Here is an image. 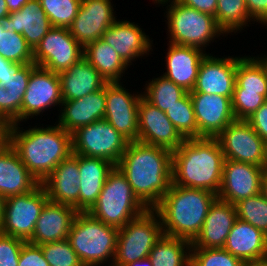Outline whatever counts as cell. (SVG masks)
Instances as JSON below:
<instances>
[{
  "label": "cell",
  "instance_id": "10",
  "mask_svg": "<svg viewBox=\"0 0 267 266\" xmlns=\"http://www.w3.org/2000/svg\"><path fill=\"white\" fill-rule=\"evenodd\" d=\"M48 200L42 183L28 193L4 199L0 232L26 242L29 241L33 235L36 221Z\"/></svg>",
  "mask_w": 267,
  "mask_h": 266
},
{
  "label": "cell",
  "instance_id": "4",
  "mask_svg": "<svg viewBox=\"0 0 267 266\" xmlns=\"http://www.w3.org/2000/svg\"><path fill=\"white\" fill-rule=\"evenodd\" d=\"M217 198L208 190L171 184L154 208L160 216L163 234L192 242L200 233L208 211Z\"/></svg>",
  "mask_w": 267,
  "mask_h": 266
},
{
  "label": "cell",
  "instance_id": "38",
  "mask_svg": "<svg viewBox=\"0 0 267 266\" xmlns=\"http://www.w3.org/2000/svg\"><path fill=\"white\" fill-rule=\"evenodd\" d=\"M0 54L4 59L19 63H34L33 50L20 33L5 31L0 28Z\"/></svg>",
  "mask_w": 267,
  "mask_h": 266
},
{
  "label": "cell",
  "instance_id": "48",
  "mask_svg": "<svg viewBox=\"0 0 267 266\" xmlns=\"http://www.w3.org/2000/svg\"><path fill=\"white\" fill-rule=\"evenodd\" d=\"M14 122L0 119V153L5 152L12 146V130Z\"/></svg>",
  "mask_w": 267,
  "mask_h": 266
},
{
  "label": "cell",
  "instance_id": "58",
  "mask_svg": "<svg viewBox=\"0 0 267 266\" xmlns=\"http://www.w3.org/2000/svg\"><path fill=\"white\" fill-rule=\"evenodd\" d=\"M265 168L267 169V141L265 142Z\"/></svg>",
  "mask_w": 267,
  "mask_h": 266
},
{
  "label": "cell",
  "instance_id": "1",
  "mask_svg": "<svg viewBox=\"0 0 267 266\" xmlns=\"http://www.w3.org/2000/svg\"><path fill=\"white\" fill-rule=\"evenodd\" d=\"M116 166L148 209L160 203L172 184V151L164 147L129 141Z\"/></svg>",
  "mask_w": 267,
  "mask_h": 266
},
{
  "label": "cell",
  "instance_id": "17",
  "mask_svg": "<svg viewBox=\"0 0 267 266\" xmlns=\"http://www.w3.org/2000/svg\"><path fill=\"white\" fill-rule=\"evenodd\" d=\"M111 0H81L77 15L68 28L73 38L84 48L102 38L116 21Z\"/></svg>",
  "mask_w": 267,
  "mask_h": 266
},
{
  "label": "cell",
  "instance_id": "24",
  "mask_svg": "<svg viewBox=\"0 0 267 266\" xmlns=\"http://www.w3.org/2000/svg\"><path fill=\"white\" fill-rule=\"evenodd\" d=\"M115 49L120 58L129 66L139 56L147 54L152 48L148 35L140 26L130 21H115L101 38ZM130 63V64H129Z\"/></svg>",
  "mask_w": 267,
  "mask_h": 266
},
{
  "label": "cell",
  "instance_id": "54",
  "mask_svg": "<svg viewBox=\"0 0 267 266\" xmlns=\"http://www.w3.org/2000/svg\"><path fill=\"white\" fill-rule=\"evenodd\" d=\"M9 15V11L7 9L6 0H0V20Z\"/></svg>",
  "mask_w": 267,
  "mask_h": 266
},
{
  "label": "cell",
  "instance_id": "33",
  "mask_svg": "<svg viewBox=\"0 0 267 266\" xmlns=\"http://www.w3.org/2000/svg\"><path fill=\"white\" fill-rule=\"evenodd\" d=\"M256 58H238L234 92H258L267 99V67Z\"/></svg>",
  "mask_w": 267,
  "mask_h": 266
},
{
  "label": "cell",
  "instance_id": "9",
  "mask_svg": "<svg viewBox=\"0 0 267 266\" xmlns=\"http://www.w3.org/2000/svg\"><path fill=\"white\" fill-rule=\"evenodd\" d=\"M129 140L105 119L82 126L72 133V153L103 158L115 166L125 152Z\"/></svg>",
  "mask_w": 267,
  "mask_h": 266
},
{
  "label": "cell",
  "instance_id": "59",
  "mask_svg": "<svg viewBox=\"0 0 267 266\" xmlns=\"http://www.w3.org/2000/svg\"><path fill=\"white\" fill-rule=\"evenodd\" d=\"M261 60L265 63V65L267 67V57L266 58H262Z\"/></svg>",
  "mask_w": 267,
  "mask_h": 266
},
{
  "label": "cell",
  "instance_id": "42",
  "mask_svg": "<svg viewBox=\"0 0 267 266\" xmlns=\"http://www.w3.org/2000/svg\"><path fill=\"white\" fill-rule=\"evenodd\" d=\"M41 249L49 266H84L67 239L44 243Z\"/></svg>",
  "mask_w": 267,
  "mask_h": 266
},
{
  "label": "cell",
  "instance_id": "35",
  "mask_svg": "<svg viewBox=\"0 0 267 266\" xmlns=\"http://www.w3.org/2000/svg\"><path fill=\"white\" fill-rule=\"evenodd\" d=\"M143 97L152 105L166 112L177 103L186 93L182 87L176 85L165 76H160L148 83Z\"/></svg>",
  "mask_w": 267,
  "mask_h": 266
},
{
  "label": "cell",
  "instance_id": "5",
  "mask_svg": "<svg viewBox=\"0 0 267 266\" xmlns=\"http://www.w3.org/2000/svg\"><path fill=\"white\" fill-rule=\"evenodd\" d=\"M119 229L91 216L78 212L73 220L67 240L84 266H98L115 258ZM112 257V258H111Z\"/></svg>",
  "mask_w": 267,
  "mask_h": 266
},
{
  "label": "cell",
  "instance_id": "45",
  "mask_svg": "<svg viewBox=\"0 0 267 266\" xmlns=\"http://www.w3.org/2000/svg\"><path fill=\"white\" fill-rule=\"evenodd\" d=\"M19 266H49L43 255L41 245L25 242L19 255Z\"/></svg>",
  "mask_w": 267,
  "mask_h": 266
},
{
  "label": "cell",
  "instance_id": "12",
  "mask_svg": "<svg viewBox=\"0 0 267 266\" xmlns=\"http://www.w3.org/2000/svg\"><path fill=\"white\" fill-rule=\"evenodd\" d=\"M216 138L225 159L265 168V141L246 120H234Z\"/></svg>",
  "mask_w": 267,
  "mask_h": 266
},
{
  "label": "cell",
  "instance_id": "44",
  "mask_svg": "<svg viewBox=\"0 0 267 266\" xmlns=\"http://www.w3.org/2000/svg\"><path fill=\"white\" fill-rule=\"evenodd\" d=\"M25 242L0 232V266H19V255Z\"/></svg>",
  "mask_w": 267,
  "mask_h": 266
},
{
  "label": "cell",
  "instance_id": "50",
  "mask_svg": "<svg viewBox=\"0 0 267 266\" xmlns=\"http://www.w3.org/2000/svg\"><path fill=\"white\" fill-rule=\"evenodd\" d=\"M22 65L23 64L8 61L0 54V81H3L8 75L16 74L17 70Z\"/></svg>",
  "mask_w": 267,
  "mask_h": 266
},
{
  "label": "cell",
  "instance_id": "19",
  "mask_svg": "<svg viewBox=\"0 0 267 266\" xmlns=\"http://www.w3.org/2000/svg\"><path fill=\"white\" fill-rule=\"evenodd\" d=\"M209 55L203 58L194 88L189 93L216 94L232 99L238 57L218 58Z\"/></svg>",
  "mask_w": 267,
  "mask_h": 266
},
{
  "label": "cell",
  "instance_id": "36",
  "mask_svg": "<svg viewBox=\"0 0 267 266\" xmlns=\"http://www.w3.org/2000/svg\"><path fill=\"white\" fill-rule=\"evenodd\" d=\"M215 18L225 34L243 29L252 20L245 0H217Z\"/></svg>",
  "mask_w": 267,
  "mask_h": 266
},
{
  "label": "cell",
  "instance_id": "56",
  "mask_svg": "<svg viewBox=\"0 0 267 266\" xmlns=\"http://www.w3.org/2000/svg\"><path fill=\"white\" fill-rule=\"evenodd\" d=\"M261 193L264 195L265 199H267V169L265 170L262 177Z\"/></svg>",
  "mask_w": 267,
  "mask_h": 266
},
{
  "label": "cell",
  "instance_id": "29",
  "mask_svg": "<svg viewBox=\"0 0 267 266\" xmlns=\"http://www.w3.org/2000/svg\"><path fill=\"white\" fill-rule=\"evenodd\" d=\"M59 78L63 100L80 99L104 88L108 83L84 57L60 72Z\"/></svg>",
  "mask_w": 267,
  "mask_h": 266
},
{
  "label": "cell",
  "instance_id": "49",
  "mask_svg": "<svg viewBox=\"0 0 267 266\" xmlns=\"http://www.w3.org/2000/svg\"><path fill=\"white\" fill-rule=\"evenodd\" d=\"M182 4L194 8L200 12L209 14L211 16L216 15L217 0H177Z\"/></svg>",
  "mask_w": 267,
  "mask_h": 266
},
{
  "label": "cell",
  "instance_id": "15",
  "mask_svg": "<svg viewBox=\"0 0 267 266\" xmlns=\"http://www.w3.org/2000/svg\"><path fill=\"white\" fill-rule=\"evenodd\" d=\"M197 124V138H216L236 120L232 99L222 95L189 93Z\"/></svg>",
  "mask_w": 267,
  "mask_h": 266
},
{
  "label": "cell",
  "instance_id": "13",
  "mask_svg": "<svg viewBox=\"0 0 267 266\" xmlns=\"http://www.w3.org/2000/svg\"><path fill=\"white\" fill-rule=\"evenodd\" d=\"M130 94L120 82L105 85L104 119L129 141H138V104L142 94Z\"/></svg>",
  "mask_w": 267,
  "mask_h": 266
},
{
  "label": "cell",
  "instance_id": "55",
  "mask_svg": "<svg viewBox=\"0 0 267 266\" xmlns=\"http://www.w3.org/2000/svg\"><path fill=\"white\" fill-rule=\"evenodd\" d=\"M126 266H153L151 260L147 257L145 259L134 261L133 263Z\"/></svg>",
  "mask_w": 267,
  "mask_h": 266
},
{
  "label": "cell",
  "instance_id": "46",
  "mask_svg": "<svg viewBox=\"0 0 267 266\" xmlns=\"http://www.w3.org/2000/svg\"><path fill=\"white\" fill-rule=\"evenodd\" d=\"M255 132L266 142L267 141V100L247 120Z\"/></svg>",
  "mask_w": 267,
  "mask_h": 266
},
{
  "label": "cell",
  "instance_id": "51",
  "mask_svg": "<svg viewBox=\"0 0 267 266\" xmlns=\"http://www.w3.org/2000/svg\"><path fill=\"white\" fill-rule=\"evenodd\" d=\"M0 119L9 120V96L5 87L0 83Z\"/></svg>",
  "mask_w": 267,
  "mask_h": 266
},
{
  "label": "cell",
  "instance_id": "30",
  "mask_svg": "<svg viewBox=\"0 0 267 266\" xmlns=\"http://www.w3.org/2000/svg\"><path fill=\"white\" fill-rule=\"evenodd\" d=\"M39 184L12 146L0 153V195L4 199L28 193Z\"/></svg>",
  "mask_w": 267,
  "mask_h": 266
},
{
  "label": "cell",
  "instance_id": "11",
  "mask_svg": "<svg viewBox=\"0 0 267 266\" xmlns=\"http://www.w3.org/2000/svg\"><path fill=\"white\" fill-rule=\"evenodd\" d=\"M83 57L84 48L68 28L52 27L33 50L35 65L58 74Z\"/></svg>",
  "mask_w": 267,
  "mask_h": 266
},
{
  "label": "cell",
  "instance_id": "3",
  "mask_svg": "<svg viewBox=\"0 0 267 266\" xmlns=\"http://www.w3.org/2000/svg\"><path fill=\"white\" fill-rule=\"evenodd\" d=\"M18 125L12 130V147L28 171L43 183L58 164L72 154V134L58 124L24 132Z\"/></svg>",
  "mask_w": 267,
  "mask_h": 266
},
{
  "label": "cell",
  "instance_id": "20",
  "mask_svg": "<svg viewBox=\"0 0 267 266\" xmlns=\"http://www.w3.org/2000/svg\"><path fill=\"white\" fill-rule=\"evenodd\" d=\"M77 213L78 211L70 205L48 200L36 221L33 235L28 242L42 245L66 240Z\"/></svg>",
  "mask_w": 267,
  "mask_h": 266
},
{
  "label": "cell",
  "instance_id": "26",
  "mask_svg": "<svg viewBox=\"0 0 267 266\" xmlns=\"http://www.w3.org/2000/svg\"><path fill=\"white\" fill-rule=\"evenodd\" d=\"M202 49L169 43L166 57L167 72L163 74L185 91L191 92L194 88L198 70L206 56Z\"/></svg>",
  "mask_w": 267,
  "mask_h": 266
},
{
  "label": "cell",
  "instance_id": "53",
  "mask_svg": "<svg viewBox=\"0 0 267 266\" xmlns=\"http://www.w3.org/2000/svg\"><path fill=\"white\" fill-rule=\"evenodd\" d=\"M243 266H267V257L258 259V260L245 262Z\"/></svg>",
  "mask_w": 267,
  "mask_h": 266
},
{
  "label": "cell",
  "instance_id": "23",
  "mask_svg": "<svg viewBox=\"0 0 267 266\" xmlns=\"http://www.w3.org/2000/svg\"><path fill=\"white\" fill-rule=\"evenodd\" d=\"M236 219V206L217 198L208 211L200 233L191 242L192 247L223 248Z\"/></svg>",
  "mask_w": 267,
  "mask_h": 266
},
{
  "label": "cell",
  "instance_id": "37",
  "mask_svg": "<svg viewBox=\"0 0 267 266\" xmlns=\"http://www.w3.org/2000/svg\"><path fill=\"white\" fill-rule=\"evenodd\" d=\"M165 114L184 139L197 138V124L189 92Z\"/></svg>",
  "mask_w": 267,
  "mask_h": 266
},
{
  "label": "cell",
  "instance_id": "43",
  "mask_svg": "<svg viewBox=\"0 0 267 266\" xmlns=\"http://www.w3.org/2000/svg\"><path fill=\"white\" fill-rule=\"evenodd\" d=\"M266 100L258 92H233L232 108L236 120H247Z\"/></svg>",
  "mask_w": 267,
  "mask_h": 266
},
{
  "label": "cell",
  "instance_id": "32",
  "mask_svg": "<svg viewBox=\"0 0 267 266\" xmlns=\"http://www.w3.org/2000/svg\"><path fill=\"white\" fill-rule=\"evenodd\" d=\"M191 247V242L186 239L163 234L153 246L148 258L153 266H190Z\"/></svg>",
  "mask_w": 267,
  "mask_h": 266
},
{
  "label": "cell",
  "instance_id": "25",
  "mask_svg": "<svg viewBox=\"0 0 267 266\" xmlns=\"http://www.w3.org/2000/svg\"><path fill=\"white\" fill-rule=\"evenodd\" d=\"M59 123L65 131L75 132L82 126L104 119L106 109L105 86L80 99L63 100Z\"/></svg>",
  "mask_w": 267,
  "mask_h": 266
},
{
  "label": "cell",
  "instance_id": "28",
  "mask_svg": "<svg viewBox=\"0 0 267 266\" xmlns=\"http://www.w3.org/2000/svg\"><path fill=\"white\" fill-rule=\"evenodd\" d=\"M80 176L79 212H88L96 203L107 175L115 166L103 158L78 155Z\"/></svg>",
  "mask_w": 267,
  "mask_h": 266
},
{
  "label": "cell",
  "instance_id": "47",
  "mask_svg": "<svg viewBox=\"0 0 267 266\" xmlns=\"http://www.w3.org/2000/svg\"><path fill=\"white\" fill-rule=\"evenodd\" d=\"M249 16L254 21L267 24V0H245ZM256 19V20H255Z\"/></svg>",
  "mask_w": 267,
  "mask_h": 266
},
{
  "label": "cell",
  "instance_id": "6",
  "mask_svg": "<svg viewBox=\"0 0 267 266\" xmlns=\"http://www.w3.org/2000/svg\"><path fill=\"white\" fill-rule=\"evenodd\" d=\"M147 210L134 194L125 175L114 166L107 175L96 203L88 213L97 220L120 229Z\"/></svg>",
  "mask_w": 267,
  "mask_h": 266
},
{
  "label": "cell",
  "instance_id": "2",
  "mask_svg": "<svg viewBox=\"0 0 267 266\" xmlns=\"http://www.w3.org/2000/svg\"><path fill=\"white\" fill-rule=\"evenodd\" d=\"M224 160L217 138L185 139L172 151V184L218 195Z\"/></svg>",
  "mask_w": 267,
  "mask_h": 266
},
{
  "label": "cell",
  "instance_id": "40",
  "mask_svg": "<svg viewBox=\"0 0 267 266\" xmlns=\"http://www.w3.org/2000/svg\"><path fill=\"white\" fill-rule=\"evenodd\" d=\"M52 27L69 28L77 15L81 0H40Z\"/></svg>",
  "mask_w": 267,
  "mask_h": 266
},
{
  "label": "cell",
  "instance_id": "22",
  "mask_svg": "<svg viewBox=\"0 0 267 266\" xmlns=\"http://www.w3.org/2000/svg\"><path fill=\"white\" fill-rule=\"evenodd\" d=\"M0 23L5 31L22 34L32 50L52 28L40 0H29L21 10L9 13Z\"/></svg>",
  "mask_w": 267,
  "mask_h": 266
},
{
  "label": "cell",
  "instance_id": "16",
  "mask_svg": "<svg viewBox=\"0 0 267 266\" xmlns=\"http://www.w3.org/2000/svg\"><path fill=\"white\" fill-rule=\"evenodd\" d=\"M61 82L58 73L36 66L31 74L21 104V120L37 116L49 107L61 105Z\"/></svg>",
  "mask_w": 267,
  "mask_h": 266
},
{
  "label": "cell",
  "instance_id": "31",
  "mask_svg": "<svg viewBox=\"0 0 267 266\" xmlns=\"http://www.w3.org/2000/svg\"><path fill=\"white\" fill-rule=\"evenodd\" d=\"M84 58L108 82H120V78L128 65L118 53L101 38L84 47Z\"/></svg>",
  "mask_w": 267,
  "mask_h": 266
},
{
  "label": "cell",
  "instance_id": "34",
  "mask_svg": "<svg viewBox=\"0 0 267 266\" xmlns=\"http://www.w3.org/2000/svg\"><path fill=\"white\" fill-rule=\"evenodd\" d=\"M34 63L23 64L14 75H8L0 83L9 96V120L18 124L21 121V104L27 89L30 74L36 67Z\"/></svg>",
  "mask_w": 267,
  "mask_h": 266
},
{
  "label": "cell",
  "instance_id": "21",
  "mask_svg": "<svg viewBox=\"0 0 267 266\" xmlns=\"http://www.w3.org/2000/svg\"><path fill=\"white\" fill-rule=\"evenodd\" d=\"M79 174L78 155L72 153L43 181L48 199L70 205L79 212Z\"/></svg>",
  "mask_w": 267,
  "mask_h": 266
},
{
  "label": "cell",
  "instance_id": "52",
  "mask_svg": "<svg viewBox=\"0 0 267 266\" xmlns=\"http://www.w3.org/2000/svg\"><path fill=\"white\" fill-rule=\"evenodd\" d=\"M29 0H6L9 13L19 11L27 4Z\"/></svg>",
  "mask_w": 267,
  "mask_h": 266
},
{
  "label": "cell",
  "instance_id": "14",
  "mask_svg": "<svg viewBox=\"0 0 267 266\" xmlns=\"http://www.w3.org/2000/svg\"><path fill=\"white\" fill-rule=\"evenodd\" d=\"M265 170L250 163L225 159L218 199L235 205L240 200L258 195Z\"/></svg>",
  "mask_w": 267,
  "mask_h": 266
},
{
  "label": "cell",
  "instance_id": "39",
  "mask_svg": "<svg viewBox=\"0 0 267 266\" xmlns=\"http://www.w3.org/2000/svg\"><path fill=\"white\" fill-rule=\"evenodd\" d=\"M237 218L250 223L267 235V199L262 193L235 204Z\"/></svg>",
  "mask_w": 267,
  "mask_h": 266
},
{
  "label": "cell",
  "instance_id": "18",
  "mask_svg": "<svg viewBox=\"0 0 267 266\" xmlns=\"http://www.w3.org/2000/svg\"><path fill=\"white\" fill-rule=\"evenodd\" d=\"M184 140L165 112L142 96L138 104V141L174 151Z\"/></svg>",
  "mask_w": 267,
  "mask_h": 266
},
{
  "label": "cell",
  "instance_id": "8",
  "mask_svg": "<svg viewBox=\"0 0 267 266\" xmlns=\"http://www.w3.org/2000/svg\"><path fill=\"white\" fill-rule=\"evenodd\" d=\"M162 235L159 214L154 209H148L119 229L112 266H126L147 258Z\"/></svg>",
  "mask_w": 267,
  "mask_h": 266
},
{
  "label": "cell",
  "instance_id": "41",
  "mask_svg": "<svg viewBox=\"0 0 267 266\" xmlns=\"http://www.w3.org/2000/svg\"><path fill=\"white\" fill-rule=\"evenodd\" d=\"M243 262L223 248L191 247L190 266H243Z\"/></svg>",
  "mask_w": 267,
  "mask_h": 266
},
{
  "label": "cell",
  "instance_id": "57",
  "mask_svg": "<svg viewBox=\"0 0 267 266\" xmlns=\"http://www.w3.org/2000/svg\"><path fill=\"white\" fill-rule=\"evenodd\" d=\"M3 206H4V198L0 195V230L3 220Z\"/></svg>",
  "mask_w": 267,
  "mask_h": 266
},
{
  "label": "cell",
  "instance_id": "7",
  "mask_svg": "<svg viewBox=\"0 0 267 266\" xmlns=\"http://www.w3.org/2000/svg\"><path fill=\"white\" fill-rule=\"evenodd\" d=\"M168 1L171 2V6L168 5L166 23L170 43L203 49L213 38L224 34L214 16L188 7L177 0H155L158 4Z\"/></svg>",
  "mask_w": 267,
  "mask_h": 266
},
{
  "label": "cell",
  "instance_id": "27",
  "mask_svg": "<svg viewBox=\"0 0 267 266\" xmlns=\"http://www.w3.org/2000/svg\"><path fill=\"white\" fill-rule=\"evenodd\" d=\"M223 249L243 263L267 257V235L248 222L236 219Z\"/></svg>",
  "mask_w": 267,
  "mask_h": 266
}]
</instances>
